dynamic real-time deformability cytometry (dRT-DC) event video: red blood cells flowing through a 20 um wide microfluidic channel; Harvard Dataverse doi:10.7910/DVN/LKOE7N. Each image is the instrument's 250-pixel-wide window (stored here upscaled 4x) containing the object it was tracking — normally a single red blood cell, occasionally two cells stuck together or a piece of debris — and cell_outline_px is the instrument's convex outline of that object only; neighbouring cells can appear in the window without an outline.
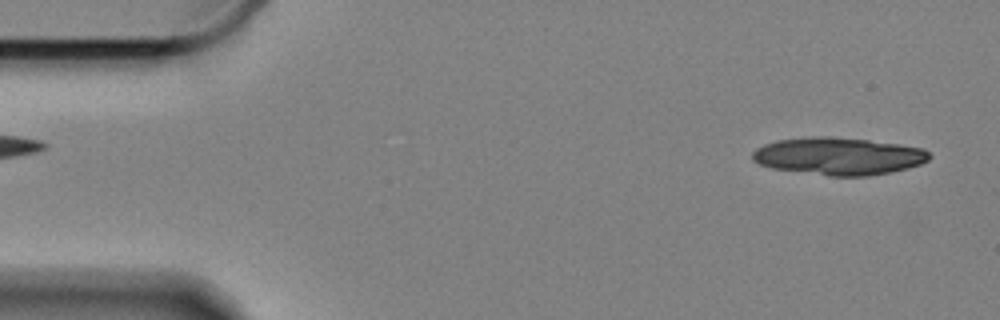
{"species": "Egyptian fruit bat (a non-hibernating species)", "species_latin": "Rousettus aegyptiacus", "temperature_condition": "cold", "stored_images_in_passage": 15, "camera_frame_rate_fps": 3000, "um_per_image_px": 0.085, "animal": {"sex": "female"}, "frame": {"image": 1, "passage_image": 2, "time_ms": 0.333, "image_size_px": [1000, 320], "cell_outline_px": [[932, 156], [928, 160], [920, 164], [908, 168], [892, 172], [868, 176], [828, 176], [772, 168], [760, 164], [752, 160], [752, 152], [756, 148], [764, 144], [776, 140], [820, 136], [824, 136], [868, 140], [924, 148]], "centroid_in_image_um": [71.27, 13.28], "position_along_channel_um": 13.7, "area_um2": 38.55}}